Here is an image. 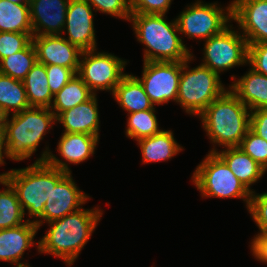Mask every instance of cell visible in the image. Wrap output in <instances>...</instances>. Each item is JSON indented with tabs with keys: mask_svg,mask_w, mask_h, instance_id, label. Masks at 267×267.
<instances>
[{
	"mask_svg": "<svg viewBox=\"0 0 267 267\" xmlns=\"http://www.w3.org/2000/svg\"><path fill=\"white\" fill-rule=\"evenodd\" d=\"M71 173L66 163L52 153L44 151L42 156L30 167L12 169L2 174L21 204L22 210H28L29 216L39 218L44 211L52 187L66 174Z\"/></svg>",
	"mask_w": 267,
	"mask_h": 267,
	"instance_id": "obj_1",
	"label": "cell"
},
{
	"mask_svg": "<svg viewBox=\"0 0 267 267\" xmlns=\"http://www.w3.org/2000/svg\"><path fill=\"white\" fill-rule=\"evenodd\" d=\"M101 212L98 208H80L63 218L48 222L51 228L38 242L39 252L58 256L70 266L88 242L100 220Z\"/></svg>",
	"mask_w": 267,
	"mask_h": 267,
	"instance_id": "obj_2",
	"label": "cell"
},
{
	"mask_svg": "<svg viewBox=\"0 0 267 267\" xmlns=\"http://www.w3.org/2000/svg\"><path fill=\"white\" fill-rule=\"evenodd\" d=\"M248 107L230 90L213 100L200 114L213 143L237 147L250 129Z\"/></svg>",
	"mask_w": 267,
	"mask_h": 267,
	"instance_id": "obj_3",
	"label": "cell"
},
{
	"mask_svg": "<svg viewBox=\"0 0 267 267\" xmlns=\"http://www.w3.org/2000/svg\"><path fill=\"white\" fill-rule=\"evenodd\" d=\"M164 16L142 13H132L130 16L137 39L148 48L144 51V62H180L191 56L177 35L179 29L176 20L168 23Z\"/></svg>",
	"mask_w": 267,
	"mask_h": 267,
	"instance_id": "obj_4",
	"label": "cell"
},
{
	"mask_svg": "<svg viewBox=\"0 0 267 267\" xmlns=\"http://www.w3.org/2000/svg\"><path fill=\"white\" fill-rule=\"evenodd\" d=\"M5 127V144L7 157L21 161L36 151L47 128L56 120L50 108L30 107L22 112L12 114Z\"/></svg>",
	"mask_w": 267,
	"mask_h": 267,
	"instance_id": "obj_5",
	"label": "cell"
},
{
	"mask_svg": "<svg viewBox=\"0 0 267 267\" xmlns=\"http://www.w3.org/2000/svg\"><path fill=\"white\" fill-rule=\"evenodd\" d=\"M191 58L192 55L182 61L176 102H179L186 112L200 115L213 100L226 90L221 84L219 74L202 64L186 71L187 63L191 61Z\"/></svg>",
	"mask_w": 267,
	"mask_h": 267,
	"instance_id": "obj_6",
	"label": "cell"
},
{
	"mask_svg": "<svg viewBox=\"0 0 267 267\" xmlns=\"http://www.w3.org/2000/svg\"><path fill=\"white\" fill-rule=\"evenodd\" d=\"M193 182L206 197H240L249 208L252 192L234 175L227 164L216 154L209 153L193 174Z\"/></svg>",
	"mask_w": 267,
	"mask_h": 267,
	"instance_id": "obj_7",
	"label": "cell"
},
{
	"mask_svg": "<svg viewBox=\"0 0 267 267\" xmlns=\"http://www.w3.org/2000/svg\"><path fill=\"white\" fill-rule=\"evenodd\" d=\"M176 19L179 33L189 38L209 39L227 28L228 20L232 19V3L227 7V15L216 4L196 2L186 8ZM231 18V19H230Z\"/></svg>",
	"mask_w": 267,
	"mask_h": 267,
	"instance_id": "obj_8",
	"label": "cell"
},
{
	"mask_svg": "<svg viewBox=\"0 0 267 267\" xmlns=\"http://www.w3.org/2000/svg\"><path fill=\"white\" fill-rule=\"evenodd\" d=\"M204 63L217 74L236 65L248 62V43L245 37L238 35L228 27L221 33L206 40Z\"/></svg>",
	"mask_w": 267,
	"mask_h": 267,
	"instance_id": "obj_9",
	"label": "cell"
},
{
	"mask_svg": "<svg viewBox=\"0 0 267 267\" xmlns=\"http://www.w3.org/2000/svg\"><path fill=\"white\" fill-rule=\"evenodd\" d=\"M95 50L82 51L83 60L79 63L78 76L86 83L89 89L112 90L126 75L123 73L126 61L108 53H98Z\"/></svg>",
	"mask_w": 267,
	"mask_h": 267,
	"instance_id": "obj_10",
	"label": "cell"
},
{
	"mask_svg": "<svg viewBox=\"0 0 267 267\" xmlns=\"http://www.w3.org/2000/svg\"><path fill=\"white\" fill-rule=\"evenodd\" d=\"M182 61H148L144 62L142 83L151 103L161 105L169 100L177 101Z\"/></svg>",
	"mask_w": 267,
	"mask_h": 267,
	"instance_id": "obj_11",
	"label": "cell"
},
{
	"mask_svg": "<svg viewBox=\"0 0 267 267\" xmlns=\"http://www.w3.org/2000/svg\"><path fill=\"white\" fill-rule=\"evenodd\" d=\"M232 19L239 23L248 45L267 42V0H235Z\"/></svg>",
	"mask_w": 267,
	"mask_h": 267,
	"instance_id": "obj_12",
	"label": "cell"
},
{
	"mask_svg": "<svg viewBox=\"0 0 267 267\" xmlns=\"http://www.w3.org/2000/svg\"><path fill=\"white\" fill-rule=\"evenodd\" d=\"M32 42L37 53V62L44 65H59L78 73L79 56L82 51L61 35L33 36Z\"/></svg>",
	"mask_w": 267,
	"mask_h": 267,
	"instance_id": "obj_13",
	"label": "cell"
},
{
	"mask_svg": "<svg viewBox=\"0 0 267 267\" xmlns=\"http://www.w3.org/2000/svg\"><path fill=\"white\" fill-rule=\"evenodd\" d=\"M88 196L80 191L71 178V173H66L52 187L51 194L45 203L43 214L39 217L44 221L51 222L65 217L80 209Z\"/></svg>",
	"mask_w": 267,
	"mask_h": 267,
	"instance_id": "obj_14",
	"label": "cell"
},
{
	"mask_svg": "<svg viewBox=\"0 0 267 267\" xmlns=\"http://www.w3.org/2000/svg\"><path fill=\"white\" fill-rule=\"evenodd\" d=\"M65 24L69 35L67 41L81 51L96 50L93 13L87 1H69Z\"/></svg>",
	"mask_w": 267,
	"mask_h": 267,
	"instance_id": "obj_15",
	"label": "cell"
},
{
	"mask_svg": "<svg viewBox=\"0 0 267 267\" xmlns=\"http://www.w3.org/2000/svg\"><path fill=\"white\" fill-rule=\"evenodd\" d=\"M69 1L30 0L29 9L33 36L60 35L66 26ZM41 27L44 31L41 30Z\"/></svg>",
	"mask_w": 267,
	"mask_h": 267,
	"instance_id": "obj_16",
	"label": "cell"
},
{
	"mask_svg": "<svg viewBox=\"0 0 267 267\" xmlns=\"http://www.w3.org/2000/svg\"><path fill=\"white\" fill-rule=\"evenodd\" d=\"M43 221H30L24 224L0 230V260L10 261L17 264V267H30L27 264L19 263L24 251L34 244V236Z\"/></svg>",
	"mask_w": 267,
	"mask_h": 267,
	"instance_id": "obj_17",
	"label": "cell"
},
{
	"mask_svg": "<svg viewBox=\"0 0 267 267\" xmlns=\"http://www.w3.org/2000/svg\"><path fill=\"white\" fill-rule=\"evenodd\" d=\"M94 94L89 100L62 112L56 120L63 124L66 133H84L99 138V116Z\"/></svg>",
	"mask_w": 267,
	"mask_h": 267,
	"instance_id": "obj_18",
	"label": "cell"
},
{
	"mask_svg": "<svg viewBox=\"0 0 267 267\" xmlns=\"http://www.w3.org/2000/svg\"><path fill=\"white\" fill-rule=\"evenodd\" d=\"M230 88L250 111L267 107V76L253 68Z\"/></svg>",
	"mask_w": 267,
	"mask_h": 267,
	"instance_id": "obj_19",
	"label": "cell"
},
{
	"mask_svg": "<svg viewBox=\"0 0 267 267\" xmlns=\"http://www.w3.org/2000/svg\"><path fill=\"white\" fill-rule=\"evenodd\" d=\"M216 153L230 168L234 175L243 183V185L251 192L250 185L257 182L265 173V169L247 155L239 146L228 147L227 150L221 151L211 150Z\"/></svg>",
	"mask_w": 267,
	"mask_h": 267,
	"instance_id": "obj_20",
	"label": "cell"
},
{
	"mask_svg": "<svg viewBox=\"0 0 267 267\" xmlns=\"http://www.w3.org/2000/svg\"><path fill=\"white\" fill-rule=\"evenodd\" d=\"M113 95L128 114L149 110L154 106L138 77L133 75L126 74L115 87Z\"/></svg>",
	"mask_w": 267,
	"mask_h": 267,
	"instance_id": "obj_21",
	"label": "cell"
},
{
	"mask_svg": "<svg viewBox=\"0 0 267 267\" xmlns=\"http://www.w3.org/2000/svg\"><path fill=\"white\" fill-rule=\"evenodd\" d=\"M30 107L50 108L54 96L48 84L46 66L36 62L22 80Z\"/></svg>",
	"mask_w": 267,
	"mask_h": 267,
	"instance_id": "obj_22",
	"label": "cell"
},
{
	"mask_svg": "<svg viewBox=\"0 0 267 267\" xmlns=\"http://www.w3.org/2000/svg\"><path fill=\"white\" fill-rule=\"evenodd\" d=\"M98 139L90 134L64 132L57 149L66 161L78 164L94 154Z\"/></svg>",
	"mask_w": 267,
	"mask_h": 267,
	"instance_id": "obj_23",
	"label": "cell"
},
{
	"mask_svg": "<svg viewBox=\"0 0 267 267\" xmlns=\"http://www.w3.org/2000/svg\"><path fill=\"white\" fill-rule=\"evenodd\" d=\"M138 143L145 163L170 159L182 150L170 130H162L158 134L138 140Z\"/></svg>",
	"mask_w": 267,
	"mask_h": 267,
	"instance_id": "obj_24",
	"label": "cell"
},
{
	"mask_svg": "<svg viewBox=\"0 0 267 267\" xmlns=\"http://www.w3.org/2000/svg\"><path fill=\"white\" fill-rule=\"evenodd\" d=\"M0 32L33 33L29 4L0 0Z\"/></svg>",
	"mask_w": 267,
	"mask_h": 267,
	"instance_id": "obj_25",
	"label": "cell"
},
{
	"mask_svg": "<svg viewBox=\"0 0 267 267\" xmlns=\"http://www.w3.org/2000/svg\"><path fill=\"white\" fill-rule=\"evenodd\" d=\"M95 93L76 74L59 92L54 95L53 109L56 118L64 111L89 100Z\"/></svg>",
	"mask_w": 267,
	"mask_h": 267,
	"instance_id": "obj_26",
	"label": "cell"
},
{
	"mask_svg": "<svg viewBox=\"0 0 267 267\" xmlns=\"http://www.w3.org/2000/svg\"><path fill=\"white\" fill-rule=\"evenodd\" d=\"M0 107L8 114L11 109L16 114L30 108L22 80L0 73Z\"/></svg>",
	"mask_w": 267,
	"mask_h": 267,
	"instance_id": "obj_27",
	"label": "cell"
},
{
	"mask_svg": "<svg viewBox=\"0 0 267 267\" xmlns=\"http://www.w3.org/2000/svg\"><path fill=\"white\" fill-rule=\"evenodd\" d=\"M37 62L33 42L21 51L11 54L0 61V73L14 79L23 80Z\"/></svg>",
	"mask_w": 267,
	"mask_h": 267,
	"instance_id": "obj_28",
	"label": "cell"
},
{
	"mask_svg": "<svg viewBox=\"0 0 267 267\" xmlns=\"http://www.w3.org/2000/svg\"><path fill=\"white\" fill-rule=\"evenodd\" d=\"M0 183L7 189L0 192V230L24 224V212L12 186L0 175Z\"/></svg>",
	"mask_w": 267,
	"mask_h": 267,
	"instance_id": "obj_29",
	"label": "cell"
},
{
	"mask_svg": "<svg viewBox=\"0 0 267 267\" xmlns=\"http://www.w3.org/2000/svg\"><path fill=\"white\" fill-rule=\"evenodd\" d=\"M154 109L153 107L149 110L130 113L126 135L132 139L136 138L138 141L160 133L162 130L158 128Z\"/></svg>",
	"mask_w": 267,
	"mask_h": 267,
	"instance_id": "obj_30",
	"label": "cell"
},
{
	"mask_svg": "<svg viewBox=\"0 0 267 267\" xmlns=\"http://www.w3.org/2000/svg\"><path fill=\"white\" fill-rule=\"evenodd\" d=\"M239 147L265 170L267 169V141L249 129Z\"/></svg>",
	"mask_w": 267,
	"mask_h": 267,
	"instance_id": "obj_31",
	"label": "cell"
},
{
	"mask_svg": "<svg viewBox=\"0 0 267 267\" xmlns=\"http://www.w3.org/2000/svg\"><path fill=\"white\" fill-rule=\"evenodd\" d=\"M32 37L33 33L0 32V61L26 48Z\"/></svg>",
	"mask_w": 267,
	"mask_h": 267,
	"instance_id": "obj_32",
	"label": "cell"
},
{
	"mask_svg": "<svg viewBox=\"0 0 267 267\" xmlns=\"http://www.w3.org/2000/svg\"><path fill=\"white\" fill-rule=\"evenodd\" d=\"M90 6H94V9L100 10L102 13H107L118 18L130 20L131 8L130 0H85Z\"/></svg>",
	"mask_w": 267,
	"mask_h": 267,
	"instance_id": "obj_33",
	"label": "cell"
},
{
	"mask_svg": "<svg viewBox=\"0 0 267 267\" xmlns=\"http://www.w3.org/2000/svg\"><path fill=\"white\" fill-rule=\"evenodd\" d=\"M48 84L53 95L59 92L77 73L59 65H45Z\"/></svg>",
	"mask_w": 267,
	"mask_h": 267,
	"instance_id": "obj_34",
	"label": "cell"
},
{
	"mask_svg": "<svg viewBox=\"0 0 267 267\" xmlns=\"http://www.w3.org/2000/svg\"><path fill=\"white\" fill-rule=\"evenodd\" d=\"M260 232H267V193L253 194L248 208Z\"/></svg>",
	"mask_w": 267,
	"mask_h": 267,
	"instance_id": "obj_35",
	"label": "cell"
},
{
	"mask_svg": "<svg viewBox=\"0 0 267 267\" xmlns=\"http://www.w3.org/2000/svg\"><path fill=\"white\" fill-rule=\"evenodd\" d=\"M171 0H130L131 13L165 15Z\"/></svg>",
	"mask_w": 267,
	"mask_h": 267,
	"instance_id": "obj_36",
	"label": "cell"
},
{
	"mask_svg": "<svg viewBox=\"0 0 267 267\" xmlns=\"http://www.w3.org/2000/svg\"><path fill=\"white\" fill-rule=\"evenodd\" d=\"M248 63L256 72L267 76V42L248 45Z\"/></svg>",
	"mask_w": 267,
	"mask_h": 267,
	"instance_id": "obj_37",
	"label": "cell"
},
{
	"mask_svg": "<svg viewBox=\"0 0 267 267\" xmlns=\"http://www.w3.org/2000/svg\"><path fill=\"white\" fill-rule=\"evenodd\" d=\"M250 129L267 141V107L251 111Z\"/></svg>",
	"mask_w": 267,
	"mask_h": 267,
	"instance_id": "obj_38",
	"label": "cell"
},
{
	"mask_svg": "<svg viewBox=\"0 0 267 267\" xmlns=\"http://www.w3.org/2000/svg\"><path fill=\"white\" fill-rule=\"evenodd\" d=\"M251 250L254 256L262 262H267V232H260L253 239Z\"/></svg>",
	"mask_w": 267,
	"mask_h": 267,
	"instance_id": "obj_39",
	"label": "cell"
},
{
	"mask_svg": "<svg viewBox=\"0 0 267 267\" xmlns=\"http://www.w3.org/2000/svg\"><path fill=\"white\" fill-rule=\"evenodd\" d=\"M4 150V154L6 153V144H5V128H0V165H2L4 163L3 160V153H2V149Z\"/></svg>",
	"mask_w": 267,
	"mask_h": 267,
	"instance_id": "obj_40",
	"label": "cell"
},
{
	"mask_svg": "<svg viewBox=\"0 0 267 267\" xmlns=\"http://www.w3.org/2000/svg\"><path fill=\"white\" fill-rule=\"evenodd\" d=\"M9 114L0 107V128H5L8 121Z\"/></svg>",
	"mask_w": 267,
	"mask_h": 267,
	"instance_id": "obj_41",
	"label": "cell"
},
{
	"mask_svg": "<svg viewBox=\"0 0 267 267\" xmlns=\"http://www.w3.org/2000/svg\"><path fill=\"white\" fill-rule=\"evenodd\" d=\"M14 4H29L30 0H8Z\"/></svg>",
	"mask_w": 267,
	"mask_h": 267,
	"instance_id": "obj_42",
	"label": "cell"
}]
</instances>
